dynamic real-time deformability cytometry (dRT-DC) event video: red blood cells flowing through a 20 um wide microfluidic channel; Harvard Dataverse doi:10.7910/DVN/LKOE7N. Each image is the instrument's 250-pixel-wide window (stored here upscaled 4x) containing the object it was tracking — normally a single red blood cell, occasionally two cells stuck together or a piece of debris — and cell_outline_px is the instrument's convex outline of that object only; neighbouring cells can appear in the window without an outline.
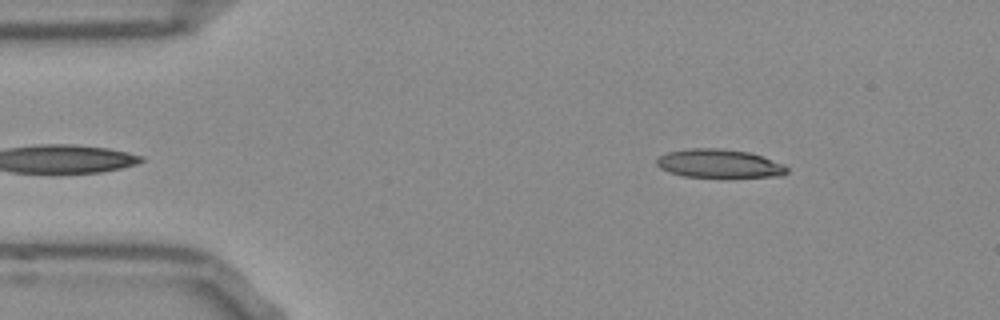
{"species": "Egyptian fruit bat (a non-hibernating species)", "species_latin": "Rousettus aegyptiacus", "temperature_condition": "room temperature", "stored_images_in_passage": 48, "segment_of_instrument_passage": [1, 2], "camera_frame_rate_fps": 3000, "um_per_image_px": 0.085, "frame": {"image": 1, "passage_image": 3, "time_ms": 0.667, "image_size_px": [1000, 320], "cell_outline_px": [[788, 172], [784, 176], [684, 176], [668, 172], [660, 168], [656, 164], [656, 160], [660, 156], [668, 152], [688, 148], [720, 148], [748, 152], [764, 156], [784, 164], [788, 168]], "centroid_in_image_um": [61.14, 13.88], "position_along_channel_um": 23.9, "area_um2": 21.5}}
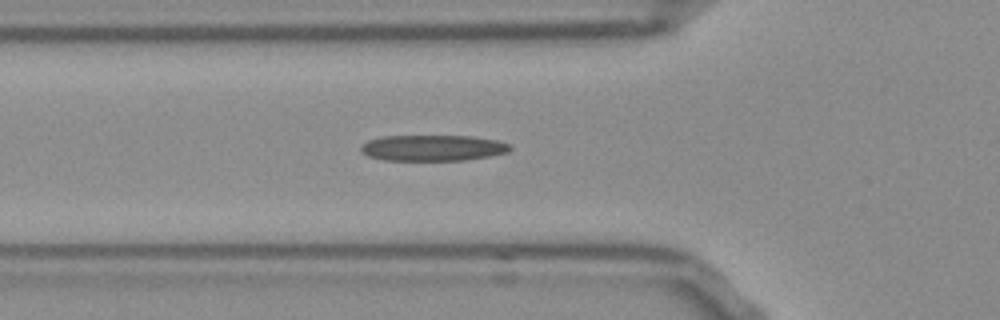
{"frame": {"image": 2, "passage_image": 13, "time_ms": 4.0, "image_size_px": [1000, 320], "cell_outline_px": [[512, 148], [508, 152], [488, 156], [464, 160], [384, 160], [368, 156], [360, 152], [360, 148], [368, 140], [380, 136], [472, 136], [496, 140], [512, 144]], "centroid_in_image_um": [36.79, 12.57], "position_along_channel_um": 89.0, "area_um2": 22.6}}
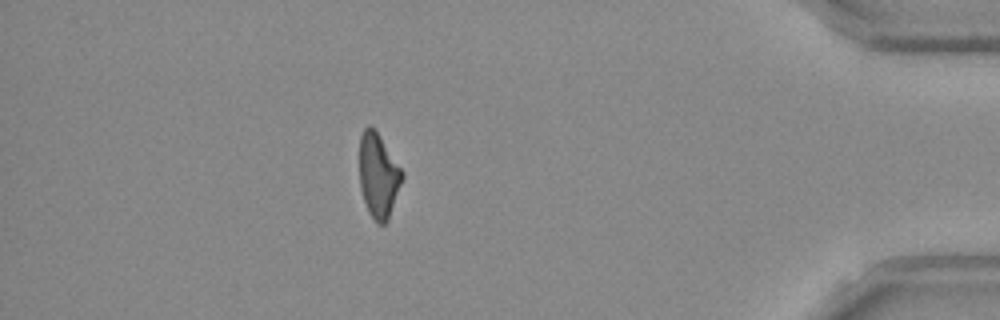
{"frame": {"image": 3, "passage_image": 41, "time_ms": 13.333, "image_size_px": [1000, 320], "cell_outline_px": [[404, 176], [388, 220], [384, 224], [376, 224], [368, 212], [360, 188], [360, 136], [364, 128], [368, 124], [376, 132], [404, 172]], "centroid_in_image_um": [32.16, 14.96], "position_along_channel_um": 403.0, "area_um2": 20.81}}